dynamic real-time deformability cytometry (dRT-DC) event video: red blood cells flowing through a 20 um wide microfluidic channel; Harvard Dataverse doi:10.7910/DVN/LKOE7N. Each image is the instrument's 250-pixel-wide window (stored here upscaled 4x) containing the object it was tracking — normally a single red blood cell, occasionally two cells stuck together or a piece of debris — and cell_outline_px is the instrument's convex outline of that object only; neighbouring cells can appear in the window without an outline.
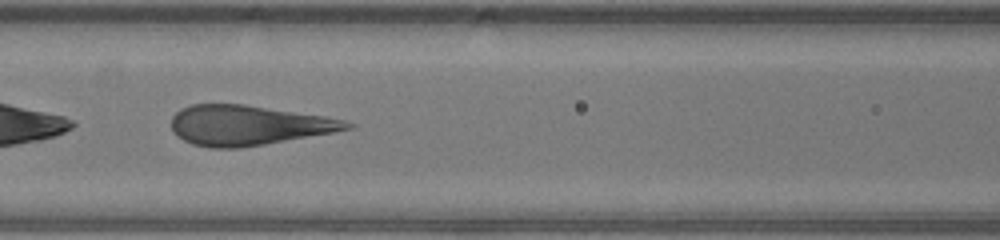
{"species": "human", "species_latin": "Homo sapiens", "temperature_condition": "warm", "stored_images_in_passage": 41, "camera_frame_rate_fps": 3000, "um_per_image_px": 0.085, "donor": {"sex": "male"}, "frame": {"image": 1, "passage_image": 19, "time_ms": 6.0, "image_size_px": [1000, 240], "cell_outline_px": [[356, 124], [352, 128], [332, 132], [264, 144], [240, 148], [212, 148], [192, 144], [176, 136], [172, 128], [172, 116], [180, 108], [192, 104], [244, 104], [324, 116], [344, 120]], "centroid_in_image_um": [21.06, 10.64], "position_along_channel_um": 145.5, "area_um2": 40.63}}
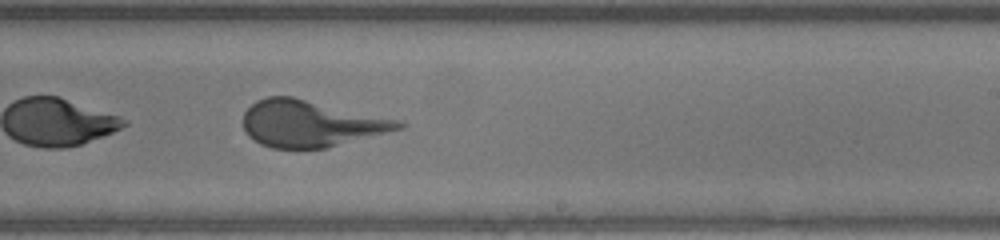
{"frame": {"image": 2, "passage_image": 27, "time_ms": 8.667, "image_size_px": [1000, 240], "cell_outline_px": [[408, 124], [404, 128], [328, 148], [272, 148], [260, 144], [248, 136], [244, 128], [244, 112], [256, 100], [268, 96], [292, 96], [400, 120]], "centroid_in_image_um": [26.43, 10.5], "position_along_channel_um": 262.6, "area_um2": 42.25}}
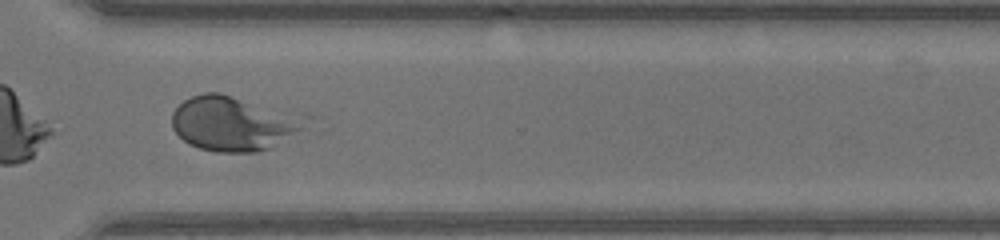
{"frame": {"image": 3, "passage_image": 33, "time_ms": 10.667, "image_size_px": [1000, 240], "cell_outline_px": [[312, 116], [304, 128], [272, 148], [256, 152], [216, 152], [200, 148], [188, 144], [172, 128], [172, 112], [184, 100], [192, 96], [204, 92], [220, 92], [308, 112]], "centroid_in_image_um": [19.99, 10.45], "position_along_channel_um": 350.6, "area_um2": 44.16}}